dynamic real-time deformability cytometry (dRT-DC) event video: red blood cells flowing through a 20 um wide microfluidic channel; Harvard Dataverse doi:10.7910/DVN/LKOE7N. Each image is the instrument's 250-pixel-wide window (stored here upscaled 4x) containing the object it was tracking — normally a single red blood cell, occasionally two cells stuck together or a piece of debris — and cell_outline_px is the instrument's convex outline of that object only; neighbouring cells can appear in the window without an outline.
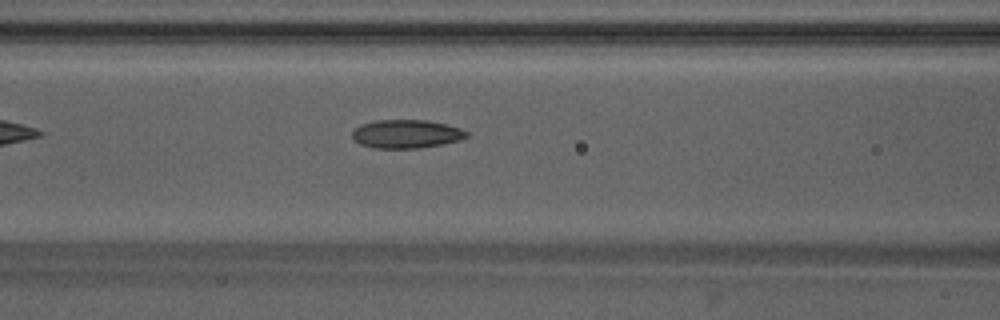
{"species": "Egyptian fruit bat (a non-hibernating species)", "species_latin": "Rousettus aegyptiacus", "temperature_condition": "warm", "stored_images_in_passage": 30, "camera_frame_rate_fps": 3000, "um_per_image_px": 0.085, "animal": {"sex": "male"}, "frame": {"image": 1, "passage_image": 6, "time_ms": 1.667, "image_size_px": [1000, 320], "cell_outline_px": [[468, 136], [460, 140], [420, 148], [372, 148], [360, 144], [352, 136], [352, 132], [360, 124], [376, 120], [424, 120], [444, 124], [460, 128], [468, 132]], "centroid_in_image_um": [34.52, 11.38], "position_along_channel_um": 132.1, "area_um2": 18.84}}
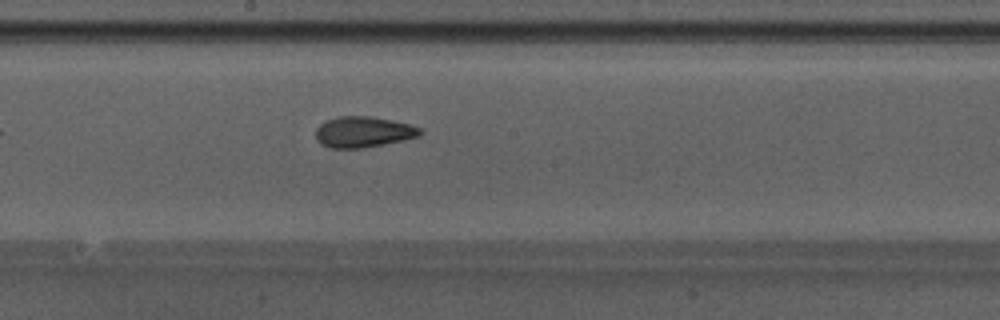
{"frame": {"image": 2, "passage_image": 12, "time_ms": 3.667, "image_size_px": [1000, 320], "cell_outline_px": [[424, 132], [420, 136], [404, 140], [384, 144], [360, 148], [328, 148], [320, 144], [316, 140], [316, 128], [324, 120], [340, 116], [372, 116], [408, 124], [420, 128]], "centroid_in_image_um": [30.85, 11.22], "position_along_channel_um": 217.3, "area_um2": 18.9}}
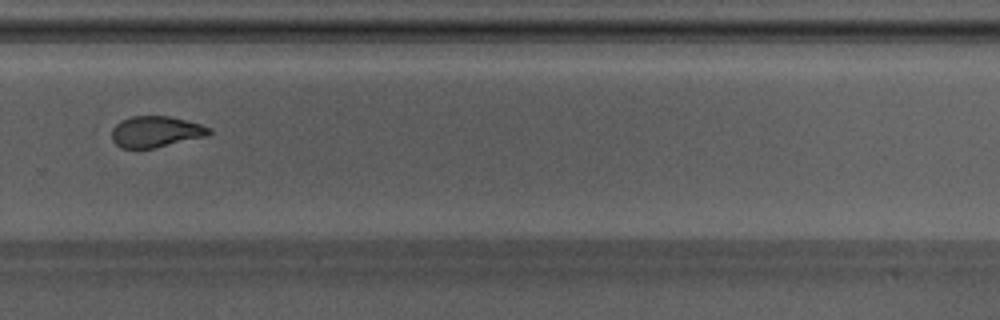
{"frame": {"image": 3, "passage_image": 19, "time_ms": 6.0, "image_size_px": [1000, 320], "cell_outline_px": [[212, 132], [208, 136], [152, 148], [120, 148], [112, 140], [112, 128], [120, 120], [132, 116], [168, 116], [200, 124], [212, 128]], "centroid_in_image_um": [13.24, 11.19], "position_along_channel_um": 316.6, "area_um2": 17.63}, "authors_computed_cell_mechanics": {"area_um2": 18.207, "velocity_mm_per_s": 4.263, "shape_relaxation_time_tau1_ms": 5.9428, "shape_relaxation_time_tau2_ms": 1.6182, "deformation_change_tau1": 0.1568, "deformation_change_tau2": 0.0883}}